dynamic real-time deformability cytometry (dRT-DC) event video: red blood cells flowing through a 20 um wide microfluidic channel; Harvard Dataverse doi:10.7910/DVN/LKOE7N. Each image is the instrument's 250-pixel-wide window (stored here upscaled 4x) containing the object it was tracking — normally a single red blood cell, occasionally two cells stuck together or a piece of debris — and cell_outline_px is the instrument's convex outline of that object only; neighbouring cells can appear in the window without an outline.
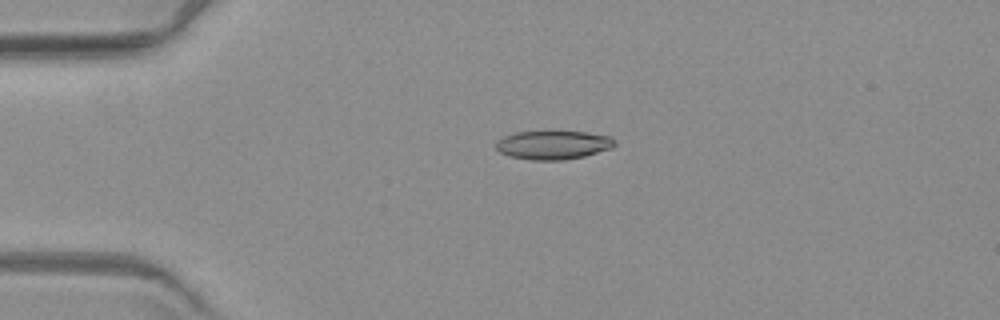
{"species": "common noctule bat (a hibernating species)", "species_latin": "Nyctalus noctula", "temperature_condition": "warm", "stored_images_in_passage": 2, "camera_frame_rate_fps": 3000, "um_per_image_px": 0.085, "animal": {"sex": "female", "body_mass_g": 19.3, "forearm_length_mm": 54.1}, "frame": {"image": 1, "passage_image": 1, "time_ms": 0.0, "image_size_px": [1000, 320], "cell_outline_px": [[616, 144], [612, 148], [584, 156], [564, 160], [532, 160], [508, 156], [500, 152], [496, 148], [496, 140], [504, 136], [516, 132], [588, 132], [612, 136], [616, 140]], "centroid_in_image_um": [47.04, 12.32], "position_along_channel_um": 38.0, "area_um2": 19.94}}